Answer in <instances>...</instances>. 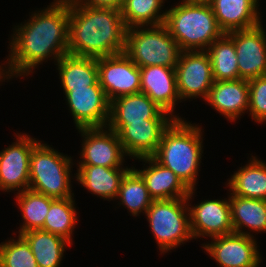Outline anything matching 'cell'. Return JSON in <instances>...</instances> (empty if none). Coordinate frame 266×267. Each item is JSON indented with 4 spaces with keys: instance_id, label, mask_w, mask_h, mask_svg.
<instances>
[{
    "instance_id": "6da1fadb",
    "label": "cell",
    "mask_w": 266,
    "mask_h": 267,
    "mask_svg": "<svg viewBox=\"0 0 266 267\" xmlns=\"http://www.w3.org/2000/svg\"><path fill=\"white\" fill-rule=\"evenodd\" d=\"M27 20L14 27L9 39L5 62L10 79L26 77L46 59L56 63L68 54L69 0H54Z\"/></svg>"
},
{
    "instance_id": "7a4b0ae2",
    "label": "cell",
    "mask_w": 266,
    "mask_h": 267,
    "mask_svg": "<svg viewBox=\"0 0 266 267\" xmlns=\"http://www.w3.org/2000/svg\"><path fill=\"white\" fill-rule=\"evenodd\" d=\"M126 31L120 9L69 0L68 54L97 59L122 53Z\"/></svg>"
},
{
    "instance_id": "3957f363",
    "label": "cell",
    "mask_w": 266,
    "mask_h": 267,
    "mask_svg": "<svg viewBox=\"0 0 266 267\" xmlns=\"http://www.w3.org/2000/svg\"><path fill=\"white\" fill-rule=\"evenodd\" d=\"M203 131L198 124L175 119L163 132L156 152L151 156L163 167L172 170L189 189L196 181L203 154Z\"/></svg>"
},
{
    "instance_id": "277c9868",
    "label": "cell",
    "mask_w": 266,
    "mask_h": 267,
    "mask_svg": "<svg viewBox=\"0 0 266 267\" xmlns=\"http://www.w3.org/2000/svg\"><path fill=\"white\" fill-rule=\"evenodd\" d=\"M164 25L182 51H206L225 34L206 0H182L166 9Z\"/></svg>"
},
{
    "instance_id": "5b68a950",
    "label": "cell",
    "mask_w": 266,
    "mask_h": 267,
    "mask_svg": "<svg viewBox=\"0 0 266 267\" xmlns=\"http://www.w3.org/2000/svg\"><path fill=\"white\" fill-rule=\"evenodd\" d=\"M74 164L71 156L40 141L30 154L29 189L55 199L74 197L71 185Z\"/></svg>"
},
{
    "instance_id": "8992f818",
    "label": "cell",
    "mask_w": 266,
    "mask_h": 267,
    "mask_svg": "<svg viewBox=\"0 0 266 267\" xmlns=\"http://www.w3.org/2000/svg\"><path fill=\"white\" fill-rule=\"evenodd\" d=\"M182 50L164 24L128 28L124 53L139 68L165 66L175 68Z\"/></svg>"
},
{
    "instance_id": "52a82bcc",
    "label": "cell",
    "mask_w": 266,
    "mask_h": 267,
    "mask_svg": "<svg viewBox=\"0 0 266 267\" xmlns=\"http://www.w3.org/2000/svg\"><path fill=\"white\" fill-rule=\"evenodd\" d=\"M145 215L161 255L193 240L186 198L153 200Z\"/></svg>"
},
{
    "instance_id": "ba28073f",
    "label": "cell",
    "mask_w": 266,
    "mask_h": 267,
    "mask_svg": "<svg viewBox=\"0 0 266 267\" xmlns=\"http://www.w3.org/2000/svg\"><path fill=\"white\" fill-rule=\"evenodd\" d=\"M175 72L181 102L199 97L204 101L207 99L214 83L212 64L207 51H182Z\"/></svg>"
},
{
    "instance_id": "9c48e42d",
    "label": "cell",
    "mask_w": 266,
    "mask_h": 267,
    "mask_svg": "<svg viewBox=\"0 0 266 267\" xmlns=\"http://www.w3.org/2000/svg\"><path fill=\"white\" fill-rule=\"evenodd\" d=\"M98 77L110 101L141 92L140 68L124 53L97 58Z\"/></svg>"
},
{
    "instance_id": "30bf717a",
    "label": "cell",
    "mask_w": 266,
    "mask_h": 267,
    "mask_svg": "<svg viewBox=\"0 0 266 267\" xmlns=\"http://www.w3.org/2000/svg\"><path fill=\"white\" fill-rule=\"evenodd\" d=\"M81 133L82 150L77 165H95L107 168L123 167L127 158L118 134L106 127L79 128ZM125 157V158H124Z\"/></svg>"
},
{
    "instance_id": "8fae6325",
    "label": "cell",
    "mask_w": 266,
    "mask_h": 267,
    "mask_svg": "<svg viewBox=\"0 0 266 267\" xmlns=\"http://www.w3.org/2000/svg\"><path fill=\"white\" fill-rule=\"evenodd\" d=\"M15 135L16 141L0 151V190L7 193L29 189L30 154L40 142L26 133Z\"/></svg>"
},
{
    "instance_id": "7c38bea8",
    "label": "cell",
    "mask_w": 266,
    "mask_h": 267,
    "mask_svg": "<svg viewBox=\"0 0 266 267\" xmlns=\"http://www.w3.org/2000/svg\"><path fill=\"white\" fill-rule=\"evenodd\" d=\"M196 189L189 190L186 197L189 209L190 230L193 239L213 238L234 233L229 196L226 199L204 200L197 205L190 203ZM194 195V196H193ZM190 203V205H189Z\"/></svg>"
},
{
    "instance_id": "4fadbf2b",
    "label": "cell",
    "mask_w": 266,
    "mask_h": 267,
    "mask_svg": "<svg viewBox=\"0 0 266 267\" xmlns=\"http://www.w3.org/2000/svg\"><path fill=\"white\" fill-rule=\"evenodd\" d=\"M252 236L231 233L211 238L202 248L220 267H259L262 256Z\"/></svg>"
},
{
    "instance_id": "5bb4252c",
    "label": "cell",
    "mask_w": 266,
    "mask_h": 267,
    "mask_svg": "<svg viewBox=\"0 0 266 267\" xmlns=\"http://www.w3.org/2000/svg\"><path fill=\"white\" fill-rule=\"evenodd\" d=\"M76 129L106 127L110 102L99 81L90 87L64 91Z\"/></svg>"
},
{
    "instance_id": "9a60e30c",
    "label": "cell",
    "mask_w": 266,
    "mask_h": 267,
    "mask_svg": "<svg viewBox=\"0 0 266 267\" xmlns=\"http://www.w3.org/2000/svg\"><path fill=\"white\" fill-rule=\"evenodd\" d=\"M175 119H146L128 125H107L118 134L129 159L151 157L157 150L163 132ZM132 157V158H131Z\"/></svg>"
},
{
    "instance_id": "2e32d148",
    "label": "cell",
    "mask_w": 266,
    "mask_h": 267,
    "mask_svg": "<svg viewBox=\"0 0 266 267\" xmlns=\"http://www.w3.org/2000/svg\"><path fill=\"white\" fill-rule=\"evenodd\" d=\"M227 34L235 45L238 79L250 80L266 75V30L262 23L254 28Z\"/></svg>"
},
{
    "instance_id": "e0dca14e",
    "label": "cell",
    "mask_w": 266,
    "mask_h": 267,
    "mask_svg": "<svg viewBox=\"0 0 266 267\" xmlns=\"http://www.w3.org/2000/svg\"><path fill=\"white\" fill-rule=\"evenodd\" d=\"M140 73L141 92L175 119H182L178 114H174L177 103H181L175 68L152 65L140 68Z\"/></svg>"
},
{
    "instance_id": "ac0fdd59",
    "label": "cell",
    "mask_w": 266,
    "mask_h": 267,
    "mask_svg": "<svg viewBox=\"0 0 266 267\" xmlns=\"http://www.w3.org/2000/svg\"><path fill=\"white\" fill-rule=\"evenodd\" d=\"M205 102L228 121L235 122L248 112L249 82L246 79L214 81Z\"/></svg>"
},
{
    "instance_id": "d6986e66",
    "label": "cell",
    "mask_w": 266,
    "mask_h": 267,
    "mask_svg": "<svg viewBox=\"0 0 266 267\" xmlns=\"http://www.w3.org/2000/svg\"><path fill=\"white\" fill-rule=\"evenodd\" d=\"M146 119H175L145 93L124 95L110 101L107 125H128Z\"/></svg>"
},
{
    "instance_id": "ffe728a7",
    "label": "cell",
    "mask_w": 266,
    "mask_h": 267,
    "mask_svg": "<svg viewBox=\"0 0 266 267\" xmlns=\"http://www.w3.org/2000/svg\"><path fill=\"white\" fill-rule=\"evenodd\" d=\"M224 33L246 30L261 24L259 0H206Z\"/></svg>"
},
{
    "instance_id": "44dd1931",
    "label": "cell",
    "mask_w": 266,
    "mask_h": 267,
    "mask_svg": "<svg viewBox=\"0 0 266 267\" xmlns=\"http://www.w3.org/2000/svg\"><path fill=\"white\" fill-rule=\"evenodd\" d=\"M149 165L143 169H135L143 178L148 193L153 200H169L186 198L189 189L170 169L163 167L152 157L137 158Z\"/></svg>"
},
{
    "instance_id": "7402d4cb",
    "label": "cell",
    "mask_w": 266,
    "mask_h": 267,
    "mask_svg": "<svg viewBox=\"0 0 266 267\" xmlns=\"http://www.w3.org/2000/svg\"><path fill=\"white\" fill-rule=\"evenodd\" d=\"M75 178L91 194L104 200H115L122 178L131 168H107L95 165H78Z\"/></svg>"
},
{
    "instance_id": "603a6c76",
    "label": "cell",
    "mask_w": 266,
    "mask_h": 267,
    "mask_svg": "<svg viewBox=\"0 0 266 267\" xmlns=\"http://www.w3.org/2000/svg\"><path fill=\"white\" fill-rule=\"evenodd\" d=\"M56 63L63 91L87 88L99 81L96 58L66 54Z\"/></svg>"
},
{
    "instance_id": "cb8c5ba5",
    "label": "cell",
    "mask_w": 266,
    "mask_h": 267,
    "mask_svg": "<svg viewBox=\"0 0 266 267\" xmlns=\"http://www.w3.org/2000/svg\"><path fill=\"white\" fill-rule=\"evenodd\" d=\"M229 203L234 233L252 237V231L266 233V200L229 195Z\"/></svg>"
},
{
    "instance_id": "d4e9b609",
    "label": "cell",
    "mask_w": 266,
    "mask_h": 267,
    "mask_svg": "<svg viewBox=\"0 0 266 267\" xmlns=\"http://www.w3.org/2000/svg\"><path fill=\"white\" fill-rule=\"evenodd\" d=\"M226 187L230 188L229 195L266 200V163L252 156L228 178Z\"/></svg>"
},
{
    "instance_id": "484cf974",
    "label": "cell",
    "mask_w": 266,
    "mask_h": 267,
    "mask_svg": "<svg viewBox=\"0 0 266 267\" xmlns=\"http://www.w3.org/2000/svg\"><path fill=\"white\" fill-rule=\"evenodd\" d=\"M28 242L38 267H59L66 247L72 245L66 239L43 230H31L21 234Z\"/></svg>"
},
{
    "instance_id": "4316f807",
    "label": "cell",
    "mask_w": 266,
    "mask_h": 267,
    "mask_svg": "<svg viewBox=\"0 0 266 267\" xmlns=\"http://www.w3.org/2000/svg\"><path fill=\"white\" fill-rule=\"evenodd\" d=\"M17 194L16 202L22 214V220H24L22 225H20L18 234L21 235L31 230L42 229L50 204L55 198L31 189H26Z\"/></svg>"
},
{
    "instance_id": "83f0119b",
    "label": "cell",
    "mask_w": 266,
    "mask_h": 267,
    "mask_svg": "<svg viewBox=\"0 0 266 267\" xmlns=\"http://www.w3.org/2000/svg\"><path fill=\"white\" fill-rule=\"evenodd\" d=\"M206 51L211 60L214 81L238 79L235 45L233 39L227 33L216 39Z\"/></svg>"
},
{
    "instance_id": "f1b7e54d",
    "label": "cell",
    "mask_w": 266,
    "mask_h": 267,
    "mask_svg": "<svg viewBox=\"0 0 266 267\" xmlns=\"http://www.w3.org/2000/svg\"><path fill=\"white\" fill-rule=\"evenodd\" d=\"M120 205L128 209L132 216L146 213L153 199L148 193L146 184L141 175L131 167L122 178L118 195L116 197Z\"/></svg>"
},
{
    "instance_id": "f546056e",
    "label": "cell",
    "mask_w": 266,
    "mask_h": 267,
    "mask_svg": "<svg viewBox=\"0 0 266 267\" xmlns=\"http://www.w3.org/2000/svg\"><path fill=\"white\" fill-rule=\"evenodd\" d=\"M165 1L167 0L122 1L120 11L126 28L164 24L166 10H161V7Z\"/></svg>"
},
{
    "instance_id": "4dcf8cb0",
    "label": "cell",
    "mask_w": 266,
    "mask_h": 267,
    "mask_svg": "<svg viewBox=\"0 0 266 267\" xmlns=\"http://www.w3.org/2000/svg\"><path fill=\"white\" fill-rule=\"evenodd\" d=\"M77 215L74 197L55 199L41 230L61 236L72 244L73 231L79 221Z\"/></svg>"
},
{
    "instance_id": "1f68e13d",
    "label": "cell",
    "mask_w": 266,
    "mask_h": 267,
    "mask_svg": "<svg viewBox=\"0 0 266 267\" xmlns=\"http://www.w3.org/2000/svg\"><path fill=\"white\" fill-rule=\"evenodd\" d=\"M0 244V267H38L28 242L21 236Z\"/></svg>"
},
{
    "instance_id": "d6a6232c",
    "label": "cell",
    "mask_w": 266,
    "mask_h": 267,
    "mask_svg": "<svg viewBox=\"0 0 266 267\" xmlns=\"http://www.w3.org/2000/svg\"><path fill=\"white\" fill-rule=\"evenodd\" d=\"M249 82V115L252 121L266 122V76H259Z\"/></svg>"
},
{
    "instance_id": "836d02e7",
    "label": "cell",
    "mask_w": 266,
    "mask_h": 267,
    "mask_svg": "<svg viewBox=\"0 0 266 267\" xmlns=\"http://www.w3.org/2000/svg\"><path fill=\"white\" fill-rule=\"evenodd\" d=\"M76 2L91 7H104L120 9L122 5L121 0H75Z\"/></svg>"
},
{
    "instance_id": "e575fe53",
    "label": "cell",
    "mask_w": 266,
    "mask_h": 267,
    "mask_svg": "<svg viewBox=\"0 0 266 267\" xmlns=\"http://www.w3.org/2000/svg\"><path fill=\"white\" fill-rule=\"evenodd\" d=\"M5 80H10V77H9V74H8V71H7V68H6V64H4V63L2 64L1 63V65H0V82H5Z\"/></svg>"
}]
</instances>
